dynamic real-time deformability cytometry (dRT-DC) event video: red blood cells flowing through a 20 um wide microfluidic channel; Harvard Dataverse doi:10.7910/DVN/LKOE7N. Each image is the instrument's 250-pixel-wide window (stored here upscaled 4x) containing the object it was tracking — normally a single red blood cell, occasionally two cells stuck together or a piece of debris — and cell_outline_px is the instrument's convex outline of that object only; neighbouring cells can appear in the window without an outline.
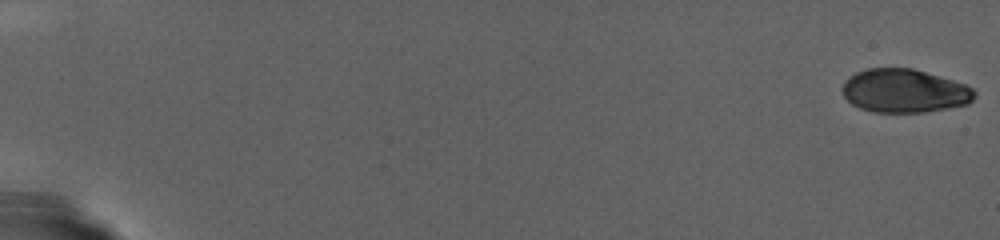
{"species": "human", "species_latin": "Homo sapiens", "temperature_condition": "warm", "stored_images_in_passage": 100, "camera_frame_rate_fps": 3000, "um_per_image_px": 0.085, "donor": {"sex": "female"}, "frame": {"image": 1, "passage_image": 1, "time_ms": 0.0, "image_size_px": [1000, 240], "cell_outline_px": [[976, 96], [968, 104], [948, 108], [924, 112], [872, 112], [860, 108], [852, 104], [844, 96], [840, 88], [844, 80], [856, 72], [868, 68], [912, 68], [952, 80], [964, 84], [972, 88], [976, 92]], "centroid_in_image_um": [76.84, 7.73], "position_along_channel_um": 8.2, "area_um2": 33.58}}
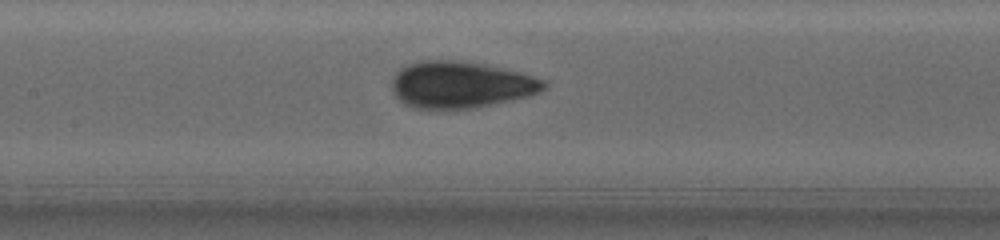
{"frame": {"image": 2, "passage_image": 51, "time_ms": 16.667, "image_size_px": [1000, 240], "cell_outline_px": [[548, 84], [540, 92], [528, 96], [472, 108], [412, 108], [404, 104], [392, 92], [392, 76], [404, 64], [420, 60], [452, 60], [484, 64], [520, 72], [544, 80]], "centroid_in_image_um": [39.11, 7.18], "position_along_channel_um": 168.3, "area_um2": 41.27}}
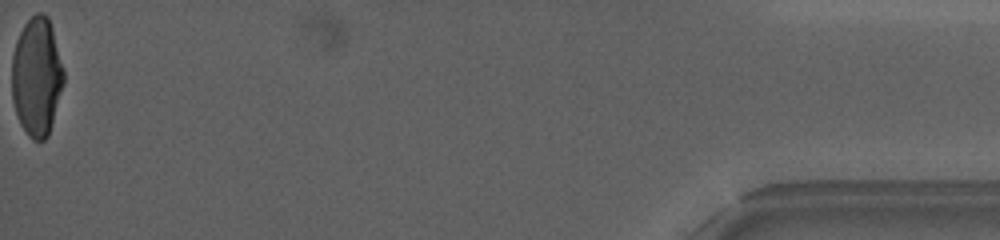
{"frame": {"image": 3, "passage_image": 100, "time_ms": 33.0, "image_size_px": [1000, 240], "cell_outline_px": [[64, 84], [48, 136], [44, 140], [32, 140], [28, 136], [20, 124], [12, 100], [12, 56], [16, 40], [24, 24], [36, 12], [44, 12], [48, 16], [52, 28], [64, 68]], "centroid_in_image_um": [3.13, 6.51], "position_along_channel_um": 432.1, "area_um2": 36.13}}